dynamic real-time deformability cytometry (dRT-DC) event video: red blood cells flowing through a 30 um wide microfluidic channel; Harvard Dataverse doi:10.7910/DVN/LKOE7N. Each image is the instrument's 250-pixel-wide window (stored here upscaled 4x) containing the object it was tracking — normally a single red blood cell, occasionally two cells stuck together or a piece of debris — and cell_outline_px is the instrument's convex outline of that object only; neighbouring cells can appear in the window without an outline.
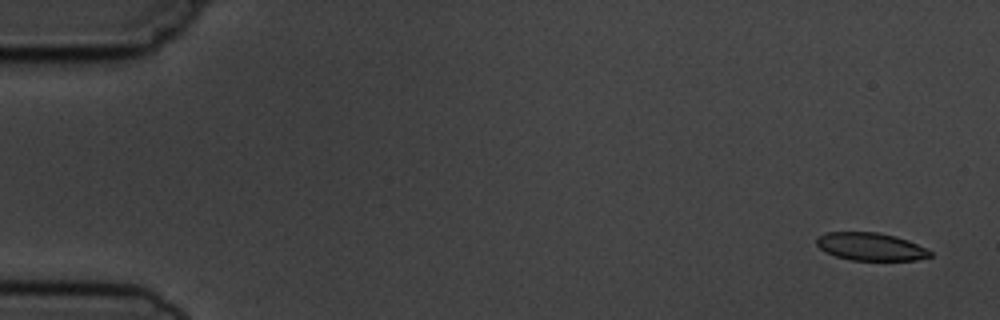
{"species": "common noctule bat (a hibernating species)", "species_latin": "Nyctalus noctula", "temperature_condition": "cold", "stored_images_in_passage": 5, "camera_frame_rate_fps": 3000, "um_per_image_px": 0.085, "animal": {"sex": "male", "body_mass_g": 19.5, "forearm_length_mm": 54.6}, "frame": {"image": 1, "passage_image": 1, "time_ms": 0.0, "image_size_px": [1000, 320], "cell_outline_px": [[932, 256], [916, 260], [852, 260], [836, 256], [824, 252], [816, 244], [816, 240], [824, 232], [880, 232], [896, 236], [908, 240], [932, 252]], "centroid_in_image_um": [73.99, 20.96], "position_along_channel_um": 11.0, "area_um2": 18.38}}
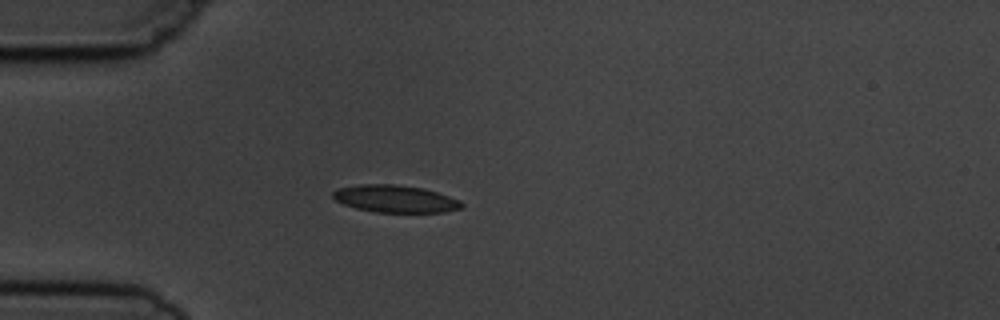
{"frame": {"image": 2, "passage_image": 4, "time_ms": 4.333, "image_size_px": [1000, 320], "cell_outline_px": [[464, 208], [444, 212], [372, 212], [356, 208], [344, 204], [336, 200], [332, 196], [332, 192], [340, 188], [360, 184], [396, 184], [424, 188], [460, 200], [464, 204]], "centroid_in_image_um": [33.62, 16.9], "position_along_channel_um": 51.4, "area_um2": 20.52}}